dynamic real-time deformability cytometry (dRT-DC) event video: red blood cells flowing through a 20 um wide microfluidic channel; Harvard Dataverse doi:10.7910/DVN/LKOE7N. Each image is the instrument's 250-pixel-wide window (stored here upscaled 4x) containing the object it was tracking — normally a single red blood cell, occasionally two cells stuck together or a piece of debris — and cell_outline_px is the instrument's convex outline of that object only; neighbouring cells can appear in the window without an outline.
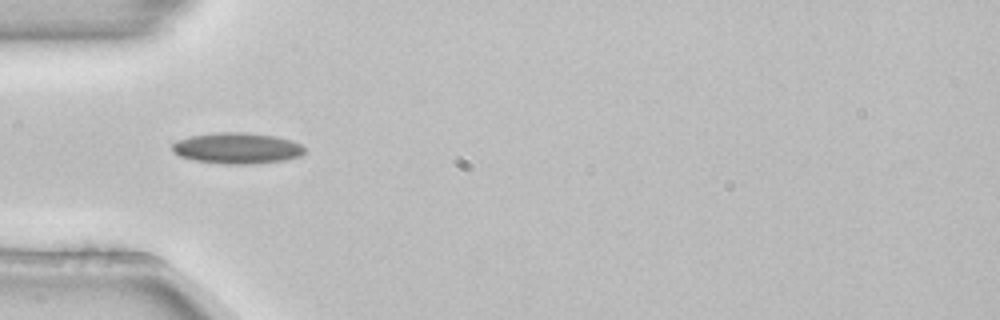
{"species": "common noctule bat (a hibernating species)", "species_latin": "Nyctalus noctula", "temperature_condition": "room temperature", "stored_images_in_passage": 4, "camera_frame_rate_fps": 3000, "um_per_image_px": 0.085, "animal": {"sex": "female", "body_mass_g": 22.7, "forearm_length_mm": 54.2}, "frame": {"image": 1, "passage_image": 4, "time_ms": 1.0, "image_size_px": [1000, 320], "cell_outline_px": [[304, 152], [300, 156], [284, 160], [248, 164], [228, 164], [196, 160], [180, 156], [172, 152], [172, 144], [176, 140], [188, 136], [216, 132], [248, 132], [276, 136], [292, 140], [300, 144], [304, 148]], "centroid_in_image_um": [20.13, 12.58], "position_along_channel_um": 64.9, "area_um2": 23.99}}